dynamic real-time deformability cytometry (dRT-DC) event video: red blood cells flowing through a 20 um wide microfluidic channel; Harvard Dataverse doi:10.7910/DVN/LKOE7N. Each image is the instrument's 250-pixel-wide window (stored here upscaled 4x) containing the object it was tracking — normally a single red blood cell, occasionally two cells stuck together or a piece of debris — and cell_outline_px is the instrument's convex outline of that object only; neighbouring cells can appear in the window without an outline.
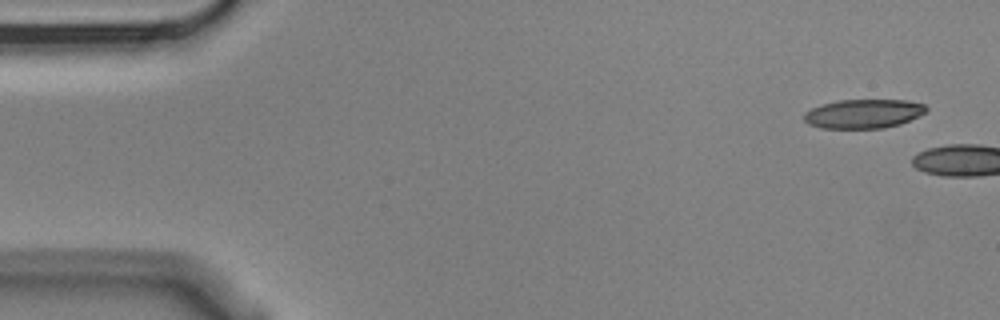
{"species": "Egyptian fruit bat (a non-hibernating species)", "species_latin": "Rousettus aegyptiacus", "temperature_condition": "cold", "stored_images_in_passage": 2, "camera_frame_rate_fps": 3000, "um_per_image_px": 0.085, "animal": {"sex": "male"}, "frame": {"image": 1, "passage_image": 1, "time_ms": 0.0, "image_size_px": [1000, 320], "cell_outline_px": [[928, 108], [924, 112], [900, 124], [884, 128], [820, 128], [808, 124], [804, 120], [804, 112], [820, 104], [836, 100], [908, 100], [924, 104]], "centroid_in_image_um": [73.35, 9.66], "position_along_channel_um": 11.7, "area_um2": 20.69}}